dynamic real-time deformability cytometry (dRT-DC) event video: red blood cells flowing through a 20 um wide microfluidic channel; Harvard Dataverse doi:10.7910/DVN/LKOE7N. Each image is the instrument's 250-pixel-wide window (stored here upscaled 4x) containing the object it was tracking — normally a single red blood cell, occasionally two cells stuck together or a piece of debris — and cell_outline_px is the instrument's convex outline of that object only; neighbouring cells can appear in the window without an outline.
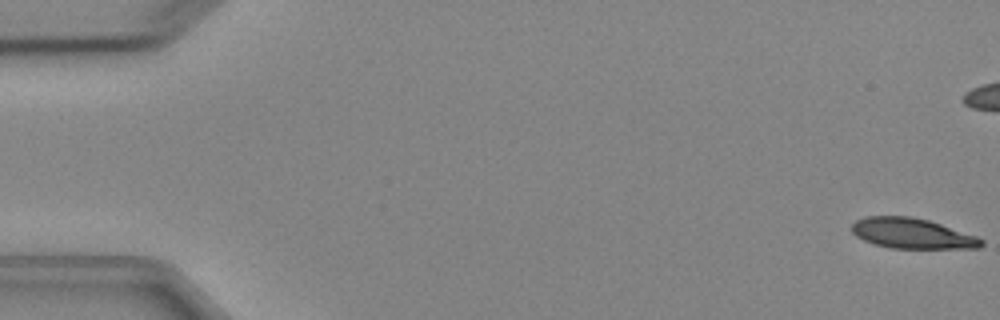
{"species": "Egyptian fruit bat (a non-hibernating species)", "species_latin": "Rousettus aegyptiacus", "temperature_condition": "cold", "stored_images_in_passage": 5, "camera_frame_rate_fps": 3000, "um_per_image_px": 0.085, "animal": {"sex": "female"}, "frame": {"image": 1, "passage_image": 1, "time_ms": 0.0, "image_size_px": [1000, 320], "cell_outline_px": [[984, 244], [980, 248], [892, 248], [876, 244], [864, 240], [856, 236], [852, 232], [852, 224], [856, 220], [864, 216], [912, 216], [928, 220], [976, 236], [984, 240]], "centroid_in_image_um": [77.52, 19.83], "position_along_channel_um": 7.5, "area_um2": 22.77}}